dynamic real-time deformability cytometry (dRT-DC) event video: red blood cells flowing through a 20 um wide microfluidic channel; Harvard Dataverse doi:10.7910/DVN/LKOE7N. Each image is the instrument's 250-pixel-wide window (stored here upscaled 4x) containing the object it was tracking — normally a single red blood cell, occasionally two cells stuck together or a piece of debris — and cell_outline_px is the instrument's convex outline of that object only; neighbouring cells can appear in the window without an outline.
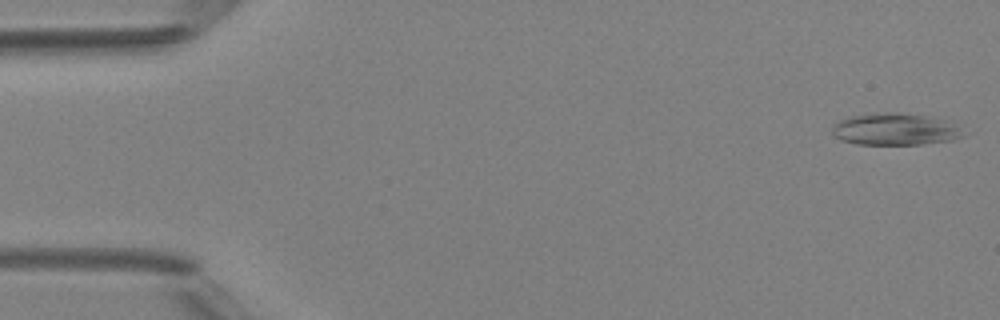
{"species": "Egyptian fruit bat (a non-hibernating species)", "species_latin": "Rousettus aegyptiacus", "temperature_condition": "room temperature", "stored_images_in_passage": 49, "camera_frame_rate_fps": 3000, "um_per_image_px": 0.085, "animal": {"sex": "female"}, "frame": {"image": 1, "passage_image": 1, "time_ms": 0.0, "image_size_px": [1000, 320], "cell_outline_px": [[964, 136], [952, 140], [920, 144], [856, 144], [840, 140], [832, 136], [832, 128], [840, 120], [848, 116], [876, 112], [896, 112], [928, 116], [944, 120], [956, 128]], "centroid_in_image_um": [75.97, 10.98], "position_along_channel_um": 9.0, "area_um2": 24.16}}
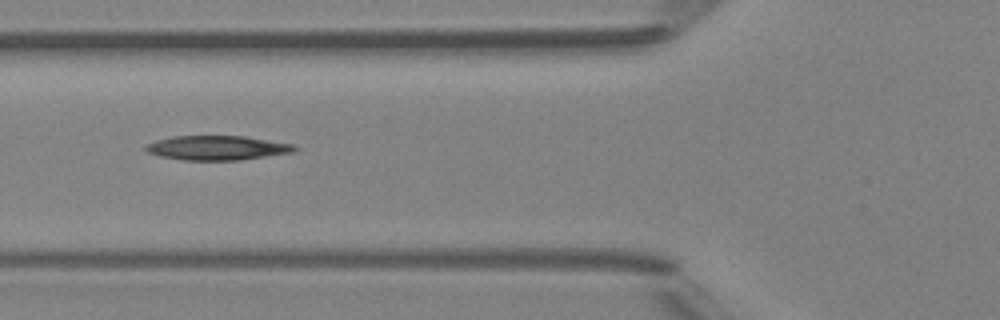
{"frame": {"image": 2, "passage_image": 18, "time_ms": 5.667, "image_size_px": [1000, 320], "cell_outline_px": [[296, 148], [292, 152], [240, 160], [180, 160], [160, 156], [148, 152], [144, 148], [144, 144], [156, 140], [172, 136], [244, 136], [292, 144]], "centroid_in_image_um": [18.37, 12.57], "position_along_channel_um": 107.4, "area_um2": 21.04}}
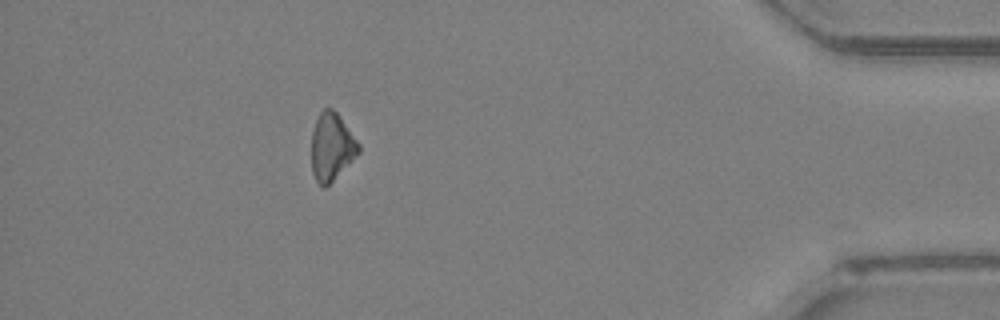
{"frame": {"image": 3, "passage_image": 43, "time_ms": 14.0, "image_size_px": [1000, 320], "cell_outline_px": [[360, 152], [324, 188], [316, 180], [312, 172], [312, 132], [316, 120], [320, 112], [324, 108], [332, 108], [336, 112], [360, 144]], "centroid_in_image_um": [28.18, 12.46], "position_along_channel_um": 407.0, "area_um2": 18.15}, "authors_computed_cell_mechanics": {"area_um2": 20.8658, "velocity_mm_per_s": 4.2156, "shape_relaxation_time_tau1_ms": 5.2967, "shape_relaxation_time_tau2_ms": null, "deformation_change_tau1": 0.1203, "deformation_change_tau2": null}}